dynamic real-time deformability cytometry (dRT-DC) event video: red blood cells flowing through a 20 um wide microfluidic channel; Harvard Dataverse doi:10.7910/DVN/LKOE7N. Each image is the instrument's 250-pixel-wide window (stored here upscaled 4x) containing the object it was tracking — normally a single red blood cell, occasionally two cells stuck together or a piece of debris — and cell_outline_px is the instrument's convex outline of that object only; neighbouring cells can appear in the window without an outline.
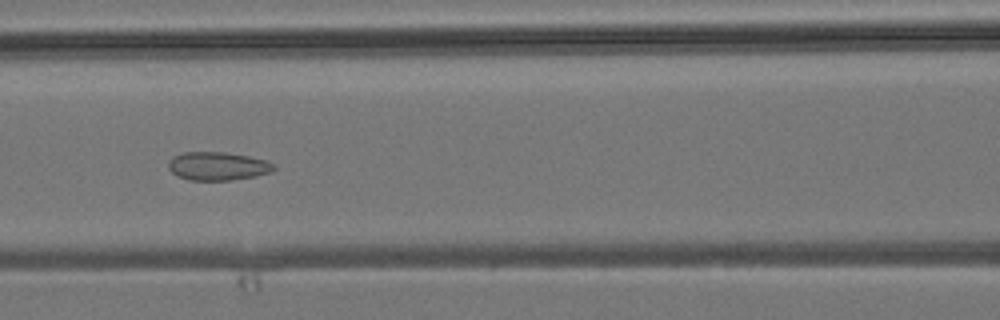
{"species": "common noctule bat (a hibernating species)", "species_latin": "Nyctalus noctula", "temperature_condition": "room temperature", "stored_images_in_passage": 5, "camera_frame_rate_fps": 3000, "um_per_image_px": 0.085, "animal": {"sex": "male", "body_mass_g": 19.2, "forearm_length_mm": 51.8}, "frame": {"image": 1, "passage_image": 5, "time_ms": 5.333, "image_size_px": [1000, 320], "cell_outline_px": [[276, 168], [272, 172], [256, 176], [232, 180], [188, 180], [176, 176], [168, 168], [168, 160], [172, 156], [184, 152], [224, 152], [248, 156], [268, 160], [276, 164]], "centroid_in_image_um": [18.52, 14.12], "position_along_channel_um": 148.1, "area_um2": 17.74}}